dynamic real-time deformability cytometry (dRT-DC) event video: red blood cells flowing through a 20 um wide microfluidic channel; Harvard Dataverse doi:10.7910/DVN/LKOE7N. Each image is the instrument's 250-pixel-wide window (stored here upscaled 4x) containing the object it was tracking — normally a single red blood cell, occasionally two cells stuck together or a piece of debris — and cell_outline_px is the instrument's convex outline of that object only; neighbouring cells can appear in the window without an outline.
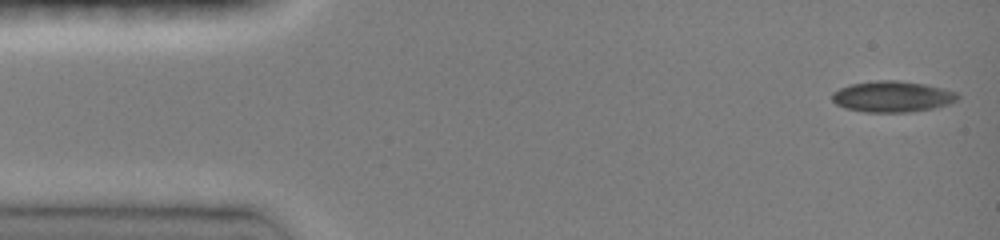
{"species": "common noctule bat (a hibernating species)", "species_latin": "Nyctalus noctula", "temperature_condition": "room temperature", "stored_images_in_passage": 45, "camera_frame_rate_fps": 3000, "um_per_image_px": 0.085, "animal": {"sex": "female", "body_mass_g": 19.0, "forearm_length_mm": 51.5}, "frame": {"image": 1, "passage_image": 1, "time_ms": 0.0, "image_size_px": [1000, 240], "cell_outline_px": [[960, 96], [956, 100], [948, 104], [932, 108], [908, 112], [864, 112], [844, 108], [836, 104], [832, 100], [832, 92], [848, 84], [876, 80], [900, 80], [924, 84], [944, 88], [956, 92]], "centroid_in_image_um": [75.82, 8.2], "position_along_channel_um": 9.2, "area_um2": 22.83}}
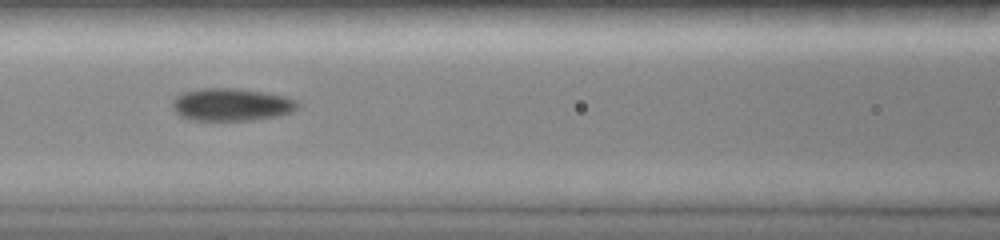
{"frame": {"image": 2, "passage_image": 19, "time_ms": 6.0, "image_size_px": [1000, 240], "cell_outline_px": [[300, 108], [292, 112], [280, 116], [252, 120], [188, 120], [180, 116], [172, 108], [172, 100], [176, 96], [184, 92], [204, 88], [236, 88], [264, 92], [288, 96], [300, 100]], "centroid_in_image_um": [19.74, 8.89], "position_along_channel_um": 146.9, "area_um2": 24.28}}
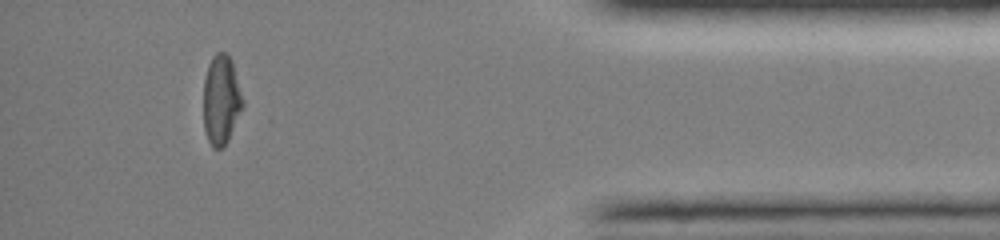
{"frame": {"image": 3, "passage_image": 41, "time_ms": 13.333, "image_size_px": [1000, 240], "cell_outline_px": [[244, 108], [228, 140], [220, 148], [212, 148], [208, 140], [204, 128], [204, 80], [208, 64], [212, 56], [216, 52], [224, 52], [232, 60], [244, 100]], "centroid_in_image_um": [18.82, 8.48], "position_along_channel_um": 416.4, "area_um2": 20.69}, "authors_computed_cell_mechanics": {"area_um2": 22.3686, "velocity_mm_per_s": 4.1311, "shape_relaxation_time_tau1_ms": null, "shape_relaxation_time_tau2_ms": 2.8926, "deformation_change_tau1": null, "deformation_change_tau2": 0.081}}